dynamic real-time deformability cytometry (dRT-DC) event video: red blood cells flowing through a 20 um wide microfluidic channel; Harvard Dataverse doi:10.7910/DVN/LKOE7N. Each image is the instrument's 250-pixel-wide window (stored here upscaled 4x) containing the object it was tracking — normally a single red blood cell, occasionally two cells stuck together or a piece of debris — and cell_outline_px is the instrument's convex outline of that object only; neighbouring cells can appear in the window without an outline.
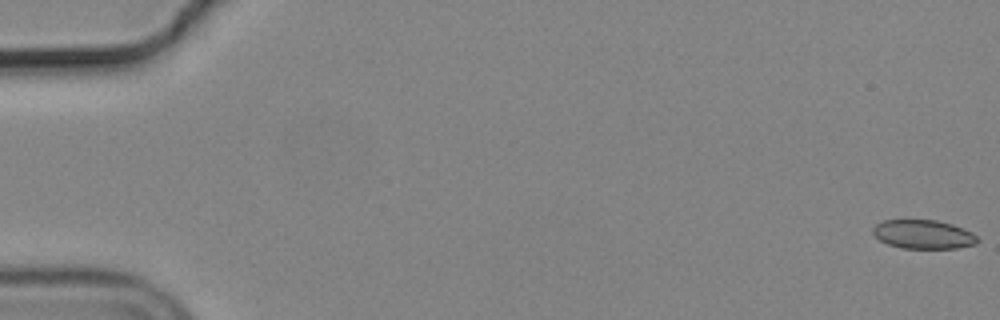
{"species": "common noctule bat (a hibernating species)", "species_latin": "Nyctalus noctula", "temperature_condition": "cold", "stored_images_in_passage": 56, "camera_frame_rate_fps": 3000, "um_per_image_px": 0.085, "animal": {"sex": "male", "body_mass_g": 19.2, "forearm_length_mm": 51.8}, "frame": {"image": 1, "passage_image": 1, "time_ms": 0.0, "image_size_px": [1000, 320], "cell_outline_px": [[980, 240], [976, 244], [956, 248], [900, 248], [888, 244], [880, 240], [872, 232], [872, 228], [876, 224], [884, 220], [936, 220], [952, 224], [964, 228], [972, 232]], "centroid_in_image_um": [78.5, 19.92], "position_along_channel_um": 6.5, "area_um2": 17.63}}
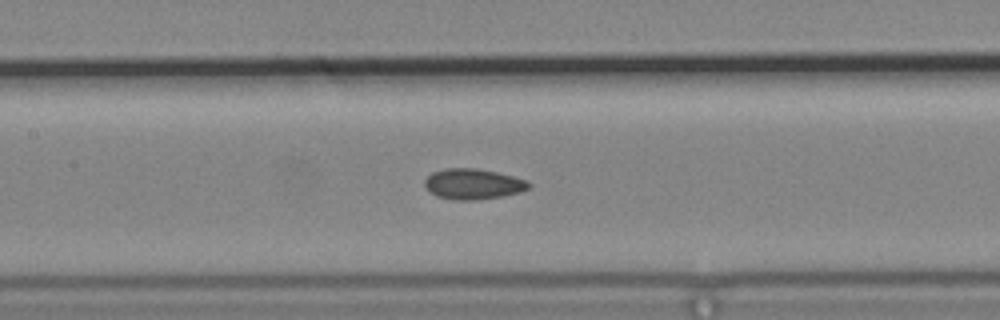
{"frame": {"image": 2, "passage_image": 27, "time_ms": 8.667, "image_size_px": [1000, 320], "cell_outline_px": [[532, 184], [528, 188], [520, 192], [504, 196], [472, 200], [456, 200], [436, 196], [424, 184], [424, 180], [432, 172], [444, 168], [476, 168], [496, 172], [528, 180]], "centroid_in_image_um": [40.23, 15.63], "position_along_channel_um": 167.2, "area_um2": 18.5}}
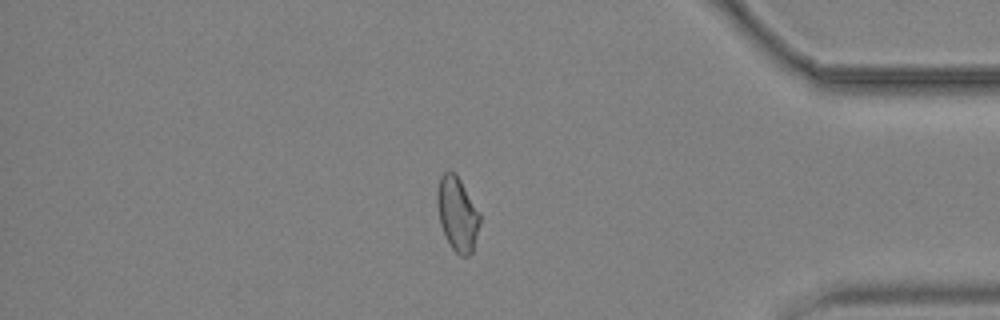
{"frame": {"image": 3, "passage_image": 48, "time_ms": 15.667, "image_size_px": [1000, 320], "cell_outline_px": [[480, 220], [472, 252], [468, 256], [460, 256], [452, 248], [440, 224], [436, 200], [436, 192], [440, 176], [448, 168], [460, 180], [480, 212]], "centroid_in_image_um": [38.86, 18.15], "position_along_channel_um": 396.3, "area_um2": 18.26}, "authors_computed_cell_mechanics": {"area_um2": 18.2648, "velocity_mm_per_s": 3.7096, "shape_relaxation_time_tau1_ms": null, "shape_relaxation_time_tau2_ms": 2.7674, "deformation_change_tau1": null, "deformation_change_tau2": 0.0717}}